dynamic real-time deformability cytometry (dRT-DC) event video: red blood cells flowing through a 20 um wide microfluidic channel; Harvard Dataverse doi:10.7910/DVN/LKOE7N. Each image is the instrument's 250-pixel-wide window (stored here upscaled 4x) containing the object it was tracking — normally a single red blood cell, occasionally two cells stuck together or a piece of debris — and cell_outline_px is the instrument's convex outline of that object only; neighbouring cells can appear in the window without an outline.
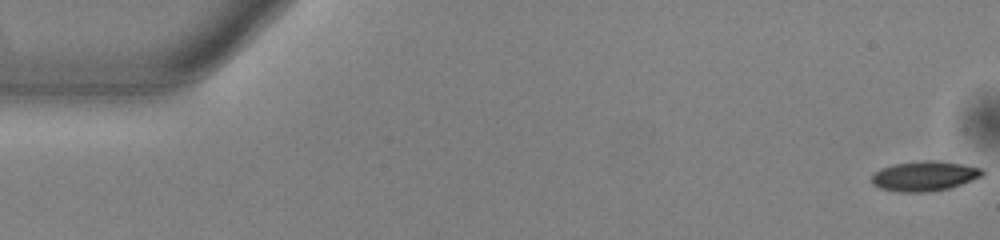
{"species": "common noctule bat (a hibernating species)", "species_latin": "Nyctalus noctula", "temperature_condition": "warm", "stored_images_in_passage": 55, "segment_of_instrument_passage": [1, 2], "camera_frame_rate_fps": 3000, "um_per_image_px": 0.085, "animal": {"sex": "male", "body_mass_g": 13.0, "forearm_length_mm": 53.1}, "frame": {"image": 1, "passage_image": 1, "time_ms": 0.0, "image_size_px": [1000, 240], "cell_outline_px": [[984, 176], [948, 188], [928, 192], [900, 192], [880, 188], [872, 184], [872, 176], [880, 168], [892, 164], [924, 160], [940, 160], [964, 164], [984, 168]], "centroid_in_image_um": [78.61, 14.94], "position_along_channel_um": 6.4, "area_um2": 19.48}}
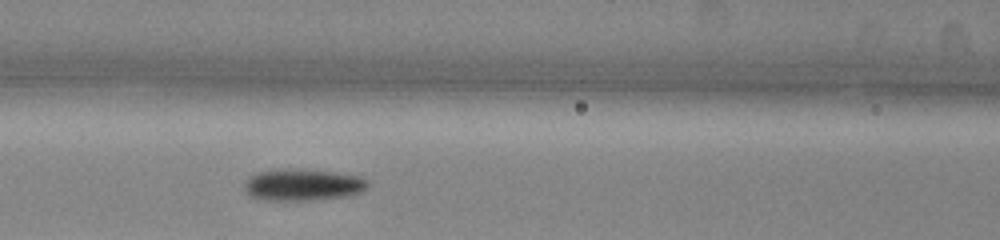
{"frame": {"image": 2, "passage_image": 23, "time_ms": 7.333, "image_size_px": [1000, 240], "cell_outline_px": [[368, 188], [360, 192], [344, 196], [312, 200], [264, 200], [252, 196], [244, 188], [244, 184], [256, 172], [332, 172], [360, 176], [368, 180]], "centroid_in_image_um": [25.81, 15.77], "position_along_channel_um": 140.8, "area_um2": 21.44}}
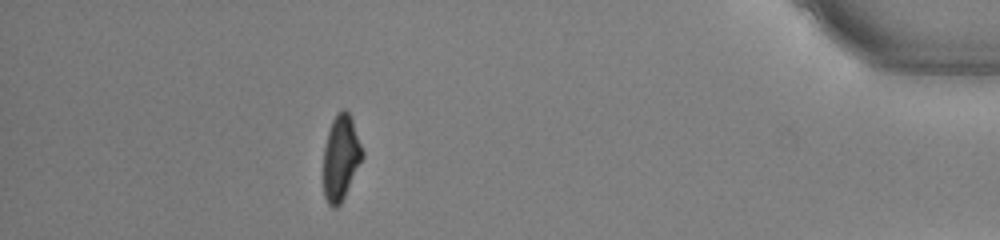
{"frame": {"image": 3, "passage_image": 48, "time_ms": 15.667, "image_size_px": [1000, 240], "cell_outline_px": [[364, 156], [340, 204], [336, 208], [332, 208], [328, 204], [324, 196], [324, 148], [328, 132], [332, 120], [336, 112], [344, 108], [348, 112], [352, 120], [364, 152]], "centroid_in_image_um": [28.97, 13.39], "position_along_channel_um": 406.2, "area_um2": 19.19}}